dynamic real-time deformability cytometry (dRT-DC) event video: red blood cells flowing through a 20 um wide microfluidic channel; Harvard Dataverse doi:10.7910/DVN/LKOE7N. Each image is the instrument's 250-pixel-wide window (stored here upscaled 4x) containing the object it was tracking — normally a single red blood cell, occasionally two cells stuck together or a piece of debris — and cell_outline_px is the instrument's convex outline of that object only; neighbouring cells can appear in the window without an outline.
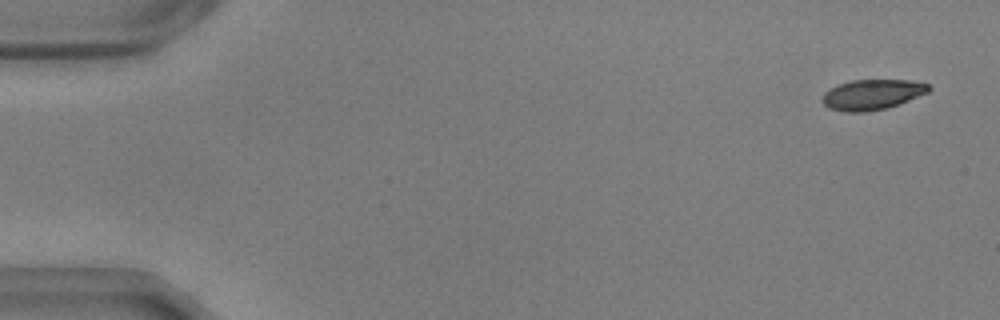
{"species": "common noctule bat (a hibernating species)", "species_latin": "Nyctalus noctula", "temperature_condition": "warm", "stored_images_in_passage": 54, "camera_frame_rate_fps": 3000, "um_per_image_px": 0.085, "animal": {"sex": "male", "body_mass_g": 17.9, "forearm_length_mm": 54.2}, "frame": {"image": 1, "passage_image": 1, "time_ms": 0.0, "image_size_px": [1000, 320], "cell_outline_px": [[932, 88], [928, 92], [900, 104], [888, 108], [868, 112], [848, 112], [828, 108], [820, 100], [824, 92], [840, 84], [852, 80], [908, 80], [928, 84]], "centroid_in_image_um": [74.13, 8.05], "position_along_channel_um": 10.9, "area_um2": 18.84}}
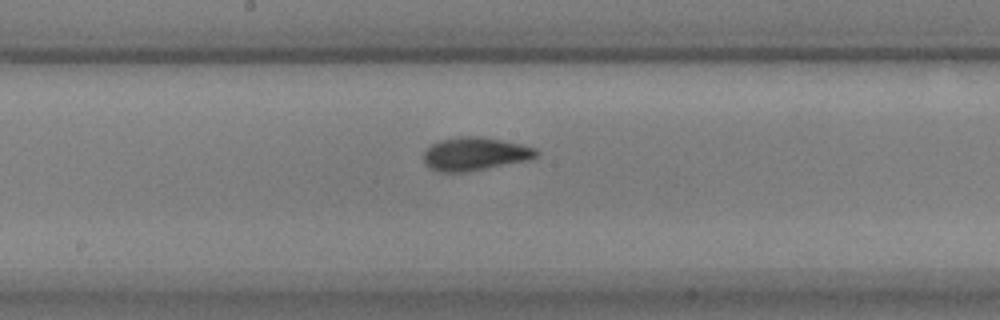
{"frame": {"image": 2, "passage_image": 28, "time_ms": 9.0, "image_size_px": [1000, 320], "cell_outline_px": [[540, 156], [528, 160], [468, 172], [436, 172], [428, 168], [424, 164], [424, 152], [432, 144], [440, 140], [460, 136], [480, 136], [520, 144], [536, 148], [540, 152]], "centroid_in_image_um": [40.37, 13.09], "position_along_channel_um": 207.8, "area_um2": 22.02}}
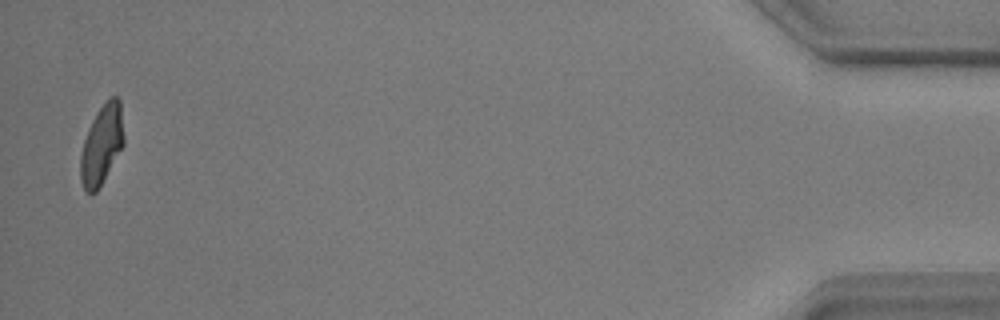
{"frame": {"image": 3, "passage_image": 53, "time_ms": 17.333, "image_size_px": [1000, 320], "cell_outline_px": [[124, 144], [96, 192], [88, 192], [84, 188], [80, 180], [80, 156], [84, 140], [92, 120], [96, 112], [104, 100], [112, 96], [116, 96], [120, 100], [124, 136]], "centroid_in_image_um": [8.65, 12.24], "position_along_channel_um": 426.6, "area_um2": 19.94}, "authors_computed_cell_mechanics": {"area_um2": 20.4323, "velocity_mm_per_s": 3.6514, "shape_relaxation_time_tau1_ms": 3.9589, "shape_relaxation_time_tau2_ms": 1.7868, "deformation_change_tau1": 0.1872, "deformation_change_tau2": 0.0832}}